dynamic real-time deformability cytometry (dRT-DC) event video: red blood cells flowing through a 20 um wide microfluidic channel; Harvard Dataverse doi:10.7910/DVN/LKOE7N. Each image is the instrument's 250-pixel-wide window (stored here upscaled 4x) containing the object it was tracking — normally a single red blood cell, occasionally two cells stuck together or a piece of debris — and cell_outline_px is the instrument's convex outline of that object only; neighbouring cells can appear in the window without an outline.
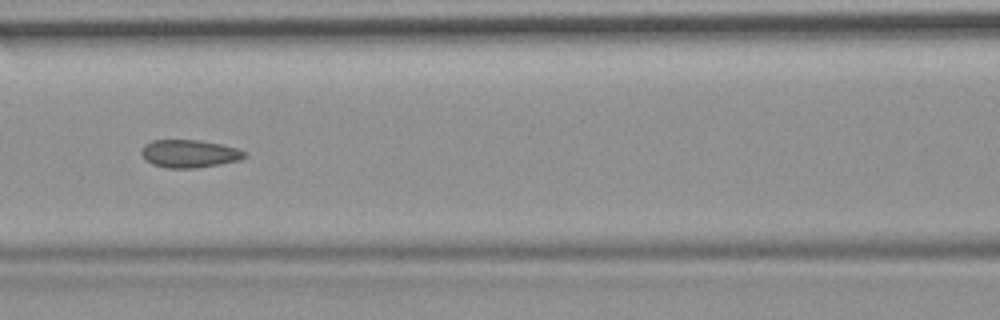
{"species": "common noctule bat (a hibernating species)", "species_latin": "Nyctalus noctula", "temperature_condition": "room temperature", "stored_images_in_passage": 13, "camera_frame_rate_fps": 3000, "um_per_image_px": 0.085, "animal": {"sex": "female", "body_mass_g": 19.9}, "frame": {"image": 1, "passage_image": 6, "time_ms": 1.667, "image_size_px": [1000, 320], "cell_outline_px": [[244, 156], [240, 160], [220, 164], [196, 168], [168, 168], [152, 164], [144, 160], [140, 152], [144, 144], [152, 140], [200, 140], [220, 144], [236, 148], [244, 152]], "centroid_in_image_um": [16.03, 13.06], "position_along_channel_um": 150.6, "area_um2": 16.7}}
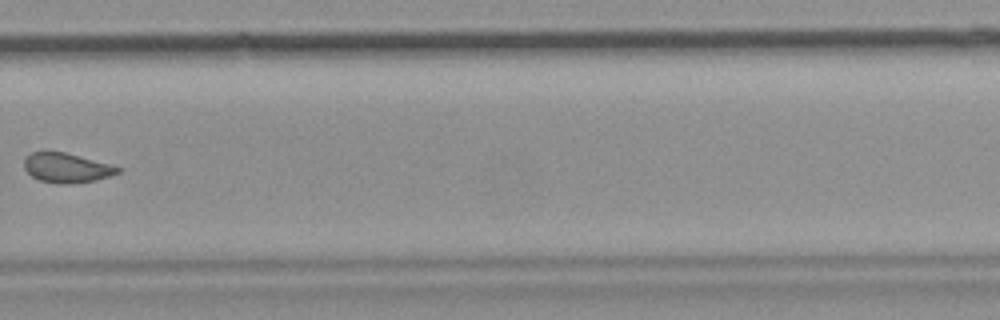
{"frame": {"image": 2, "passage_image": 10, "time_ms": 3.0, "image_size_px": [1000, 320], "cell_outline_px": [[120, 172], [96, 180], [68, 184], [56, 184], [40, 180], [32, 176], [24, 168], [24, 160], [32, 152], [48, 148], [112, 164], [120, 168]], "centroid_in_image_um": [5.63, 14.23], "position_along_channel_um": 324.2, "area_um2": 16.47}}